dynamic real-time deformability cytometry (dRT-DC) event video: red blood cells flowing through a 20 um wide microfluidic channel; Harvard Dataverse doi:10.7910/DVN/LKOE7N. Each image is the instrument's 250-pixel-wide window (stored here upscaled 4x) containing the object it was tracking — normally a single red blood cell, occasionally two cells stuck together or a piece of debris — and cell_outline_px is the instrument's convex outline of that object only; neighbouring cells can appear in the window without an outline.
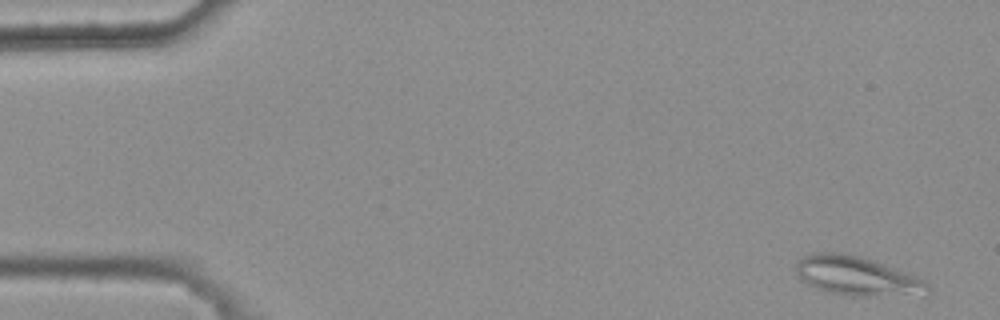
{"species": "common noctule bat (a hibernating species)", "species_latin": "Nyctalus noctula", "temperature_condition": "warm", "stored_images_in_passage": 5, "camera_frame_rate_fps": 3000, "um_per_image_px": 0.085, "animal": {"sex": "female", "body_mass_g": 25.1}, "frame": {"image": 1, "passage_image": 5, "time_ms": 1.333, "image_size_px": [1000, 320], "cell_outline_px": [[928, 292], [864, 296], [848, 296], [828, 292], [816, 288], [800, 280], [796, 272], [796, 264], [804, 256], [816, 252], [844, 252], [864, 256], [916, 276], [924, 280], [928, 284]], "centroid_in_image_um": [72.75, 23.42], "position_along_channel_um": 12.3, "area_um2": 29.71}}